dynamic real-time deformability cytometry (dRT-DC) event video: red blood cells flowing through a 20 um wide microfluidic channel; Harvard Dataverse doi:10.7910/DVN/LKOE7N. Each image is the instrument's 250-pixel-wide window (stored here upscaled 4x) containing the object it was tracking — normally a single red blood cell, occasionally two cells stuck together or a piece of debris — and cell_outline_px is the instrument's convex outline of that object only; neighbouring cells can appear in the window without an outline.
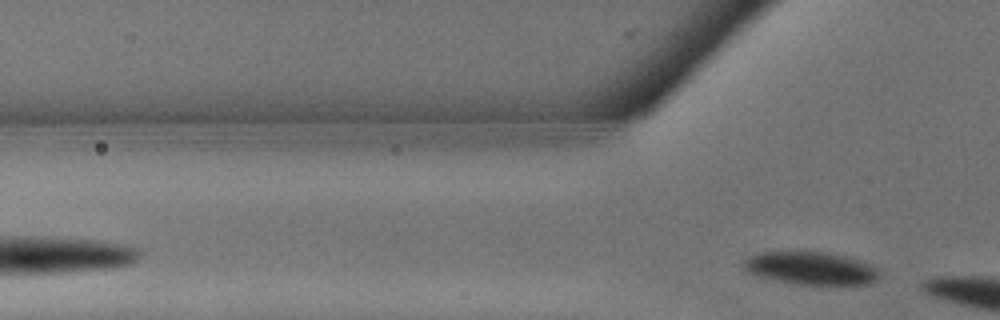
{"species": "common noctule bat (a hibernating species)", "species_latin": "Nyctalus noctula", "temperature_condition": "warm", "stored_images_in_passage": 3, "camera_frame_rate_fps": 3000, "um_per_image_px": 0.085, "animal": {"sex": "male", "body_mass_g": 13.3}, "frame": {"image": 1, "passage_image": 3, "time_ms": 0.667, "image_size_px": [1000, 320], "cell_outline_px": [[880, 276], [876, 280], [868, 284], [800, 284], [760, 276], [748, 272], [744, 268], [744, 260], [748, 256], [756, 252], [828, 252], [860, 260], [872, 264], [880, 268]], "centroid_in_image_um": [68.98, 22.78], "position_along_channel_um": 56.8, "area_um2": 25.84}}